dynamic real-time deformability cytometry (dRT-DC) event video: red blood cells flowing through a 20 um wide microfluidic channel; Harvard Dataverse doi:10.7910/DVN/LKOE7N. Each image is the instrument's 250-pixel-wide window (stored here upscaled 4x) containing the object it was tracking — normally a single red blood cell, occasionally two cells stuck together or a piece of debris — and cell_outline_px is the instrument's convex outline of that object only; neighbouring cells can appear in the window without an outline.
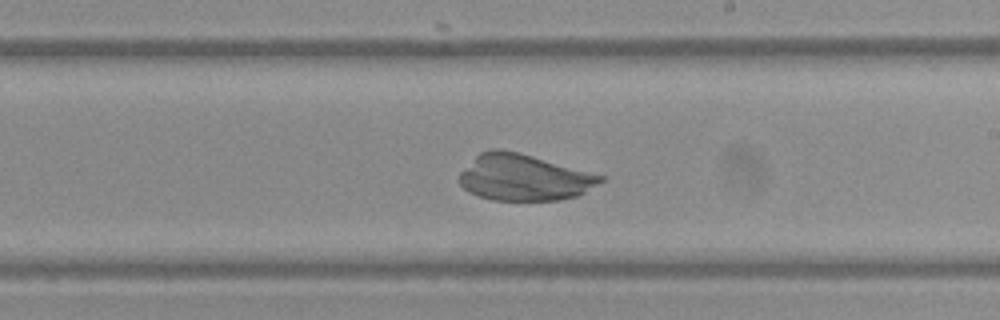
{"species": "Egyptian fruit bat (a non-hibernating species)", "species_latin": "Rousettus aegyptiacus", "temperature_condition": "warm", "stored_images_in_passage": 47, "camera_frame_rate_fps": 3000, "um_per_image_px": 0.085, "frame": {"image": 1, "passage_image": 26, "time_ms": 8.333, "image_size_px": [1000, 320], "cell_outline_px": [[604, 180], [584, 192], [576, 196], [560, 200], [492, 200], [468, 192], [460, 184], [460, 172], [480, 152], [488, 148], [500, 148], [532, 156], [604, 176]], "centroid_in_image_um": [44.49, 15.08], "position_along_channel_um": 244.5, "area_um2": 37.69}}
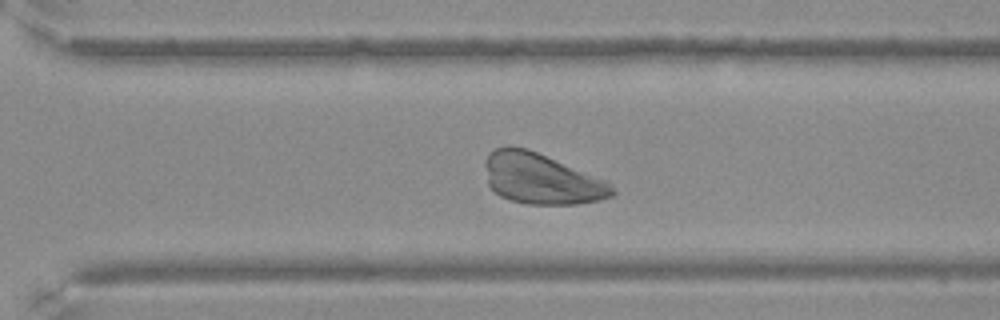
{"frame": {"image": 2, "passage_image": 32, "time_ms": 10.333, "image_size_px": [1000, 320], "cell_outline_px": [[616, 192], [612, 196], [600, 200], [576, 204], [528, 204], [512, 200], [500, 196], [488, 184], [484, 164], [484, 160], [488, 152], [496, 148], [528, 148], [608, 180]], "centroid_in_image_um": [46.05, 15.2], "position_along_channel_um": 324.6, "area_um2": 37.63}}